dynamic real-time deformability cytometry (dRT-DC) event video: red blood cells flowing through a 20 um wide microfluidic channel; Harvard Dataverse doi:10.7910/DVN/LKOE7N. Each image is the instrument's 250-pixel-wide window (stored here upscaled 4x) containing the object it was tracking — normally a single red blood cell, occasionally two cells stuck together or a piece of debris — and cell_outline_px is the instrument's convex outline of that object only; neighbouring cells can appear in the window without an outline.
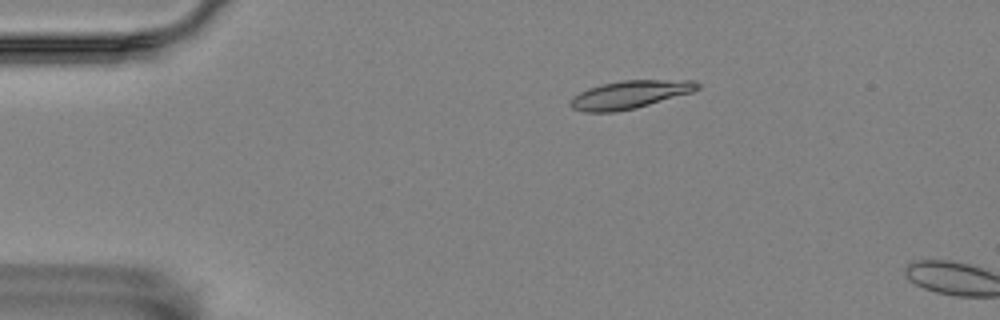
{"species": "Egyptian fruit bat (a non-hibernating species)", "species_latin": "Rousettus aegyptiacus", "temperature_condition": "room temperature", "stored_images_in_passage": 4, "camera_frame_rate_fps": 3000, "um_per_image_px": 0.085, "animal": {"sex": "female"}, "frame": {"image": 1, "passage_image": 2, "time_ms": 0.333, "image_size_px": [1000, 320], "cell_outline_px": [[700, 88], [692, 92], [636, 108], [616, 112], [584, 112], [572, 108], [568, 104], [568, 100], [572, 96], [588, 88], [600, 84], [620, 80], [696, 80], [700, 84]], "centroid_in_image_um": [53.49, 8.04], "position_along_channel_um": 31.5, "area_um2": 20.98}}